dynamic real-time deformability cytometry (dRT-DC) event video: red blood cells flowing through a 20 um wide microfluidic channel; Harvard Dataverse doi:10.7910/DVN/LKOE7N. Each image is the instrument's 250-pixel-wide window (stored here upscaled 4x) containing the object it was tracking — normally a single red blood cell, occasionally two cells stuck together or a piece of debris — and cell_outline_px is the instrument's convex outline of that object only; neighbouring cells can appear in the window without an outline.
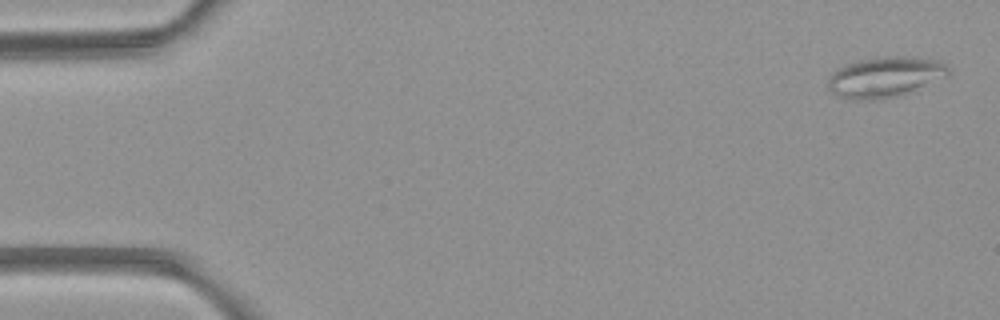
{"species": "common noctule bat (a hibernating species)", "species_latin": "Nyctalus noctula", "temperature_condition": "room temperature", "stored_images_in_passage": 4, "camera_frame_rate_fps": 3000, "um_per_image_px": 0.085, "animal": {"sex": "female", "body_mass_g": 21.9}, "frame": {"image": 1, "passage_image": 1, "time_ms": 0.0, "image_size_px": [1000, 320], "cell_outline_px": [[948, 76], [900, 96], [872, 100], [852, 100], [840, 96], [832, 92], [828, 88], [828, 80], [832, 72], [836, 68], [844, 64], [876, 56], [916, 56], [936, 60], [944, 64], [948, 68]], "centroid_in_image_um": [75.2, 6.53], "position_along_channel_um": 9.8, "area_um2": 28.67}}